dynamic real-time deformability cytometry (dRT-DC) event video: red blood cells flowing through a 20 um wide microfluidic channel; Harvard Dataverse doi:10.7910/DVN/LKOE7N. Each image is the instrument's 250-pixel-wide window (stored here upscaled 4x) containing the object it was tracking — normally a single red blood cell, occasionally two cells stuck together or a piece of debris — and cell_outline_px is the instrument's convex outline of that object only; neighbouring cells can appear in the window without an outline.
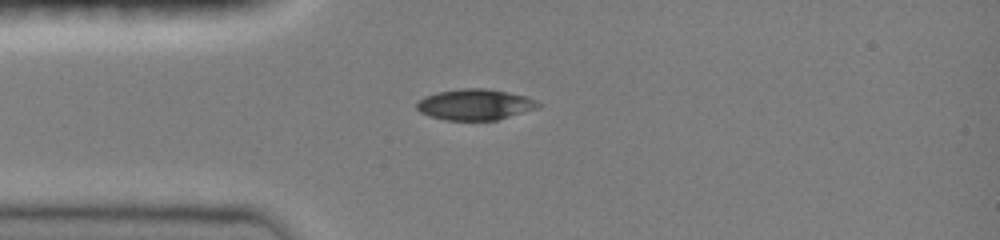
{"species": "common noctule bat (a hibernating species)", "species_latin": "Nyctalus noctula", "temperature_condition": "room temperature", "stored_images_in_passage": 29, "camera_frame_rate_fps": 3000, "um_per_image_px": 0.085, "animal": {"sex": "female", "body_mass_g": 19.0, "forearm_length_mm": 51.5}, "frame": {"image": 1, "passage_image": 1, "time_ms": 0.0, "image_size_px": [1000, 240], "cell_outline_px": [[544, 104], [540, 108], [496, 120], [444, 120], [420, 112], [416, 108], [416, 104], [424, 96], [436, 92], [460, 88], [488, 88], [508, 92], [524, 96], [536, 100]], "centroid_in_image_um": [40.41, 8.88], "position_along_channel_um": 44.6, "area_um2": 22.08}}
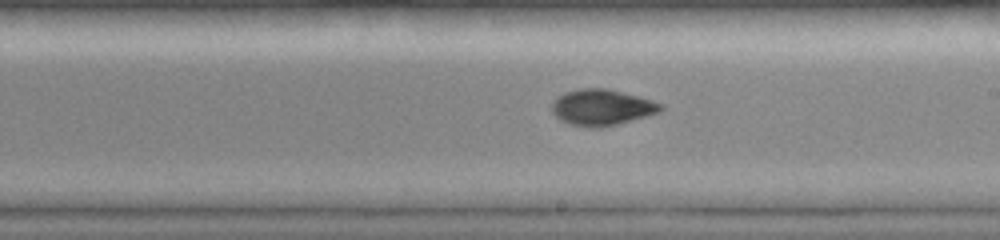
{"frame": {"image": 2, "passage_image": 16, "time_ms": 5.0, "image_size_px": [1000, 240], "cell_outline_px": [[664, 108], [660, 112], [648, 116], [600, 128], [596, 128], [568, 124], [560, 120], [552, 112], [552, 100], [564, 92], [580, 88], [608, 88], [640, 96], [664, 104]], "centroid_in_image_um": [51.17, 9.11], "position_along_channel_um": 237.8, "area_um2": 23.18}}
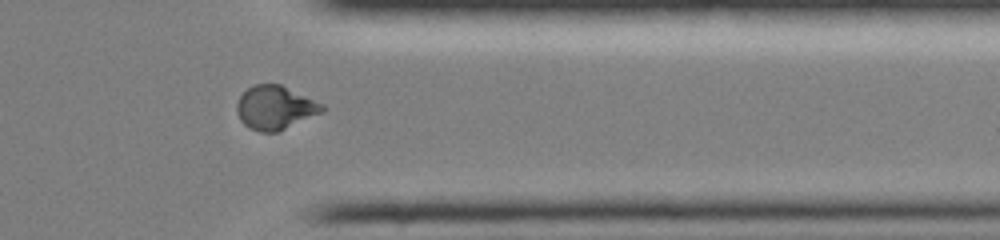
{"frame": {"image": 3, "passage_image": 27, "time_ms": 8.667, "image_size_px": [1000, 240], "cell_outline_px": [[328, 108], [324, 112], [276, 132], [260, 132], [248, 128], [240, 120], [236, 112], [236, 104], [240, 96], [252, 84], [280, 84], [324, 104]], "centroid_in_image_um": [23.39, 9.15], "position_along_channel_um": 388.0, "area_um2": 21.91}, "authors_computed_cell_mechanics": {"area_um2": 22.4264, "velocity_mm_per_s": 4.0842, "shape_relaxation_time_tau1_ms": 5.5023, "shape_relaxation_time_tau2_ms": 2.9421, "deformation_change_tau1": 0.199, "deformation_change_tau2": 0.0522}}